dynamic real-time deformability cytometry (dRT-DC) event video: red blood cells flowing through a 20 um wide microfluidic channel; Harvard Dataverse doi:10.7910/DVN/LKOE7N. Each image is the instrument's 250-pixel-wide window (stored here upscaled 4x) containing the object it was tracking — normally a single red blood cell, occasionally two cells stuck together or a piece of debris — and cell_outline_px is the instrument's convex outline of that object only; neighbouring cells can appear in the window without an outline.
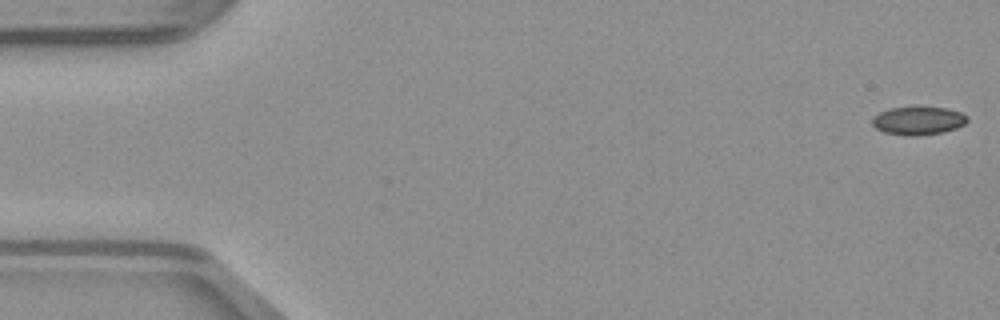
{"species": "common noctule bat (a hibernating species)", "species_latin": "Nyctalus noctula", "temperature_condition": "warm", "stored_images_in_passage": 49, "camera_frame_rate_fps": 3000, "um_per_image_px": 0.085, "animal": {"sex": "male", "body_mass_g": 23.1, "forearm_length_mm": 52.7}, "frame": {"image": 1, "passage_image": 1, "time_ms": 0.0, "image_size_px": [1000, 320], "cell_outline_px": [[968, 120], [964, 124], [956, 128], [944, 132], [916, 136], [908, 136], [884, 132], [876, 128], [872, 124], [872, 120], [880, 112], [888, 108], [944, 108], [960, 112], [968, 116]], "centroid_in_image_um": [78.06, 10.28], "position_along_channel_um": 6.9, "area_um2": 15.37}}
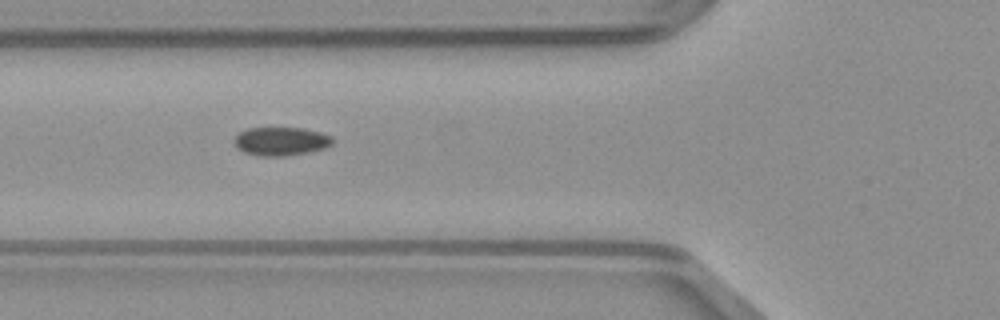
{"frame": {"image": 2, "passage_image": 18, "time_ms": 5.667, "image_size_px": [1000, 320], "cell_outline_px": [[332, 144], [324, 148], [308, 152], [284, 156], [260, 156], [244, 152], [236, 148], [232, 140], [240, 132], [248, 128], [304, 128], [320, 132], [332, 136]], "centroid_in_image_um": [23.85, 12.01], "position_along_channel_um": 101.9, "area_um2": 16.36}}
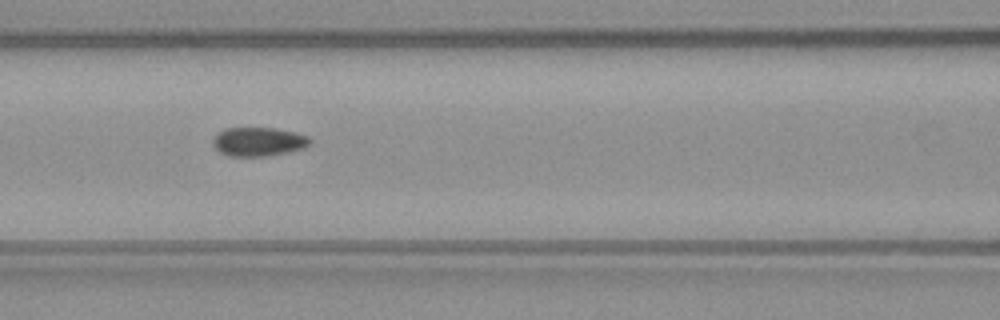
{"frame": {"image": 3, "passage_image": 21, "time_ms": 6.667, "image_size_px": [1000, 320], "cell_outline_px": [[312, 144], [304, 148], [288, 152], [264, 156], [228, 156], [220, 152], [212, 144], [212, 140], [216, 132], [224, 128], [276, 128], [296, 132], [308, 136], [312, 140]], "centroid_in_image_um": [21.97, 12.03], "position_along_channel_um": 144.6, "area_um2": 16.59}}